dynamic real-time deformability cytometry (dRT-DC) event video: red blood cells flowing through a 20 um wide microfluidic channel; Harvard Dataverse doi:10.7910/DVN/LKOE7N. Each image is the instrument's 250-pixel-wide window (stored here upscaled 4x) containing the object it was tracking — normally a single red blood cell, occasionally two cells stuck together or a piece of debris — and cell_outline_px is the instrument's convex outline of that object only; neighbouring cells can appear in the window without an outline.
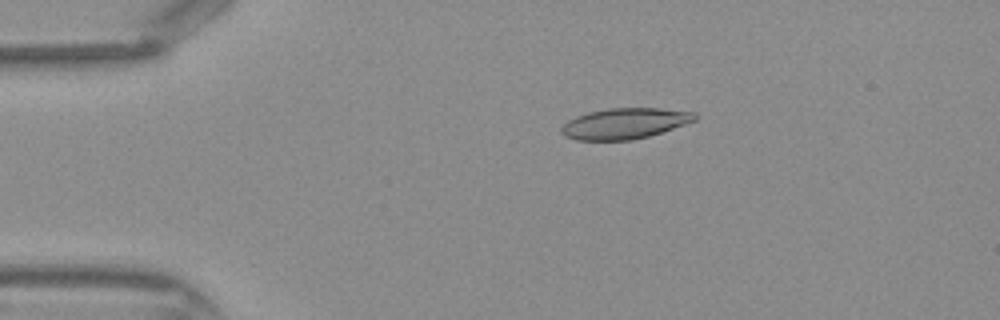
{"species": "Egyptian fruit bat (a non-hibernating species)", "species_latin": "Rousettus aegyptiacus", "temperature_condition": "warm", "stored_images_in_passage": 40, "camera_frame_rate_fps": 3000, "um_per_image_px": 0.085, "frame": {"image": 1, "passage_image": 5, "time_ms": 1.333, "image_size_px": [1000, 320], "cell_outline_px": [[696, 120], [648, 136], [632, 140], [576, 140], [564, 136], [560, 132], [560, 128], [568, 120], [576, 116], [588, 112], [608, 108], [660, 108], [696, 112]], "centroid_in_image_um": [53.06, 10.49], "position_along_channel_um": 31.9, "area_um2": 23.87}}
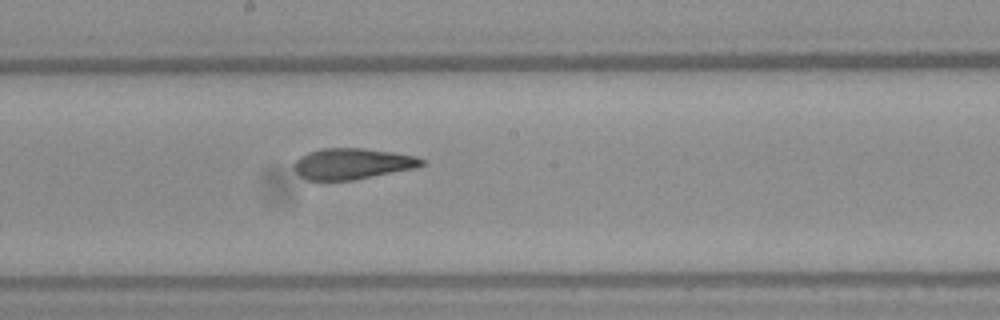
{"frame": {"image": 2, "passage_image": 20, "time_ms": 6.333, "image_size_px": [1000, 320], "cell_outline_px": [[424, 164], [416, 168], [356, 180], [304, 180], [296, 172], [296, 160], [300, 156], [308, 152], [320, 148], [364, 148], [392, 152], [416, 156], [424, 160]], "centroid_in_image_um": [29.96, 13.92], "position_along_channel_um": 218.2, "area_um2": 23.12}}
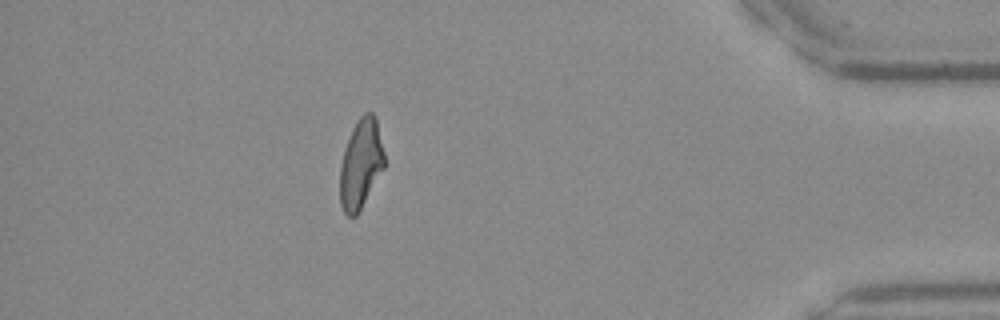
{"frame": {"image": 3, "passage_image": 35, "time_ms": 11.333, "image_size_px": [1000, 320], "cell_outline_px": [[384, 168], [356, 216], [348, 216], [344, 212], [340, 204], [340, 164], [344, 148], [352, 128], [360, 116], [364, 112], [372, 112], [376, 116], [384, 152]], "centroid_in_image_um": [30.66, 13.9], "position_along_channel_um": 404.5, "area_um2": 23.18}}